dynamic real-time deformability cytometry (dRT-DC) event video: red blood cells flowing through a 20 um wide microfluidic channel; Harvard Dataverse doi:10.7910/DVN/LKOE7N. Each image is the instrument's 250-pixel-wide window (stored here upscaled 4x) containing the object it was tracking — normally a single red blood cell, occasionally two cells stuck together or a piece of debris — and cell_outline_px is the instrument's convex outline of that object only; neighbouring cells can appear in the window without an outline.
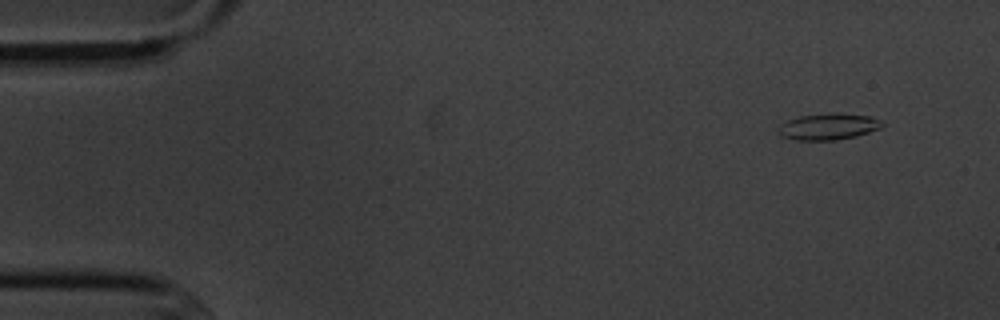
{"species": "common noctule bat (a hibernating species)", "species_latin": "Nyctalus noctula", "temperature_condition": "cold", "stored_images_in_passage": 15, "camera_frame_rate_fps": 3000, "um_per_image_px": 0.085, "animal": {"sex": "male", "body_mass_g": 20.1, "forearm_length_mm": 53.5}, "frame": {"image": 1, "passage_image": 2, "time_ms": 1.333, "image_size_px": [1000, 320], "cell_outline_px": [[884, 124], [880, 128], [856, 136], [836, 140], [796, 140], [780, 136], [780, 124], [788, 120], [800, 116], [836, 112], [868, 116], [880, 120]], "centroid_in_image_um": [70.41, 10.76], "position_along_channel_um": 14.6, "area_um2": 15.84}}
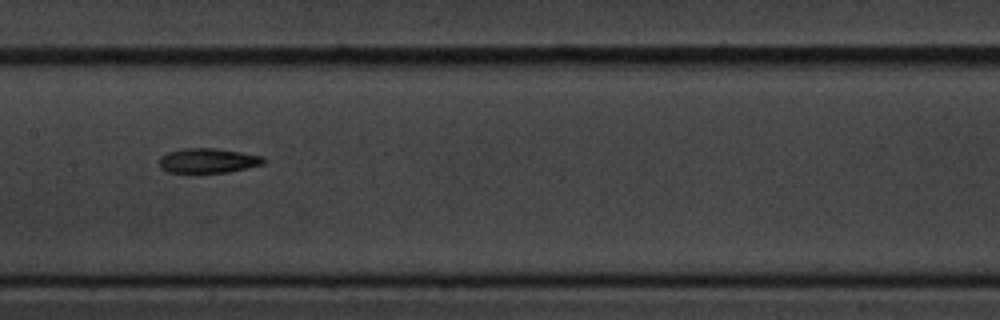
{"frame": {"image": 2, "passage_image": 8, "time_ms": 9.0, "image_size_px": [1000, 320], "cell_outline_px": [[264, 164], [228, 172], [168, 172], [160, 168], [160, 156], [168, 152], [184, 148], [216, 148], [264, 156]], "centroid_in_image_um": [17.68, 13.64], "position_along_channel_um": 189.7, "area_um2": 14.91}}
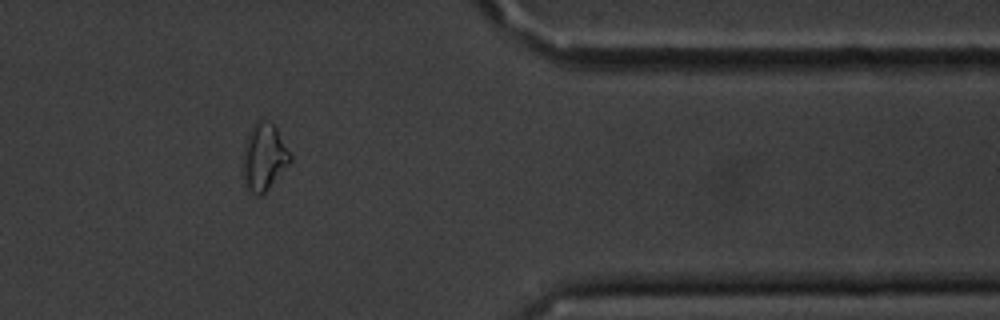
{"frame": {"image": 3, "passage_image": 13, "time_ms": 15.0, "image_size_px": [1000, 320], "cell_outline_px": [[292, 160], [268, 188], [260, 196], [256, 196], [248, 188], [244, 180], [244, 148], [248, 132], [252, 124], [256, 120], [260, 120], [272, 124], [276, 128], [292, 156]], "centroid_in_image_um": [22.44, 13.33], "position_along_channel_um": 389.0, "area_um2": 17.98}, "authors_computed_cell_mechanics": {"area_um2": 15.4904, "velocity_mm_per_s": 3.6295, "shape_relaxation_time_tau1_ms": 5.1427, "shape_relaxation_time_tau2_ms": null, "deformation_change_tau1": 0.1139, "deformation_change_tau2": null}}